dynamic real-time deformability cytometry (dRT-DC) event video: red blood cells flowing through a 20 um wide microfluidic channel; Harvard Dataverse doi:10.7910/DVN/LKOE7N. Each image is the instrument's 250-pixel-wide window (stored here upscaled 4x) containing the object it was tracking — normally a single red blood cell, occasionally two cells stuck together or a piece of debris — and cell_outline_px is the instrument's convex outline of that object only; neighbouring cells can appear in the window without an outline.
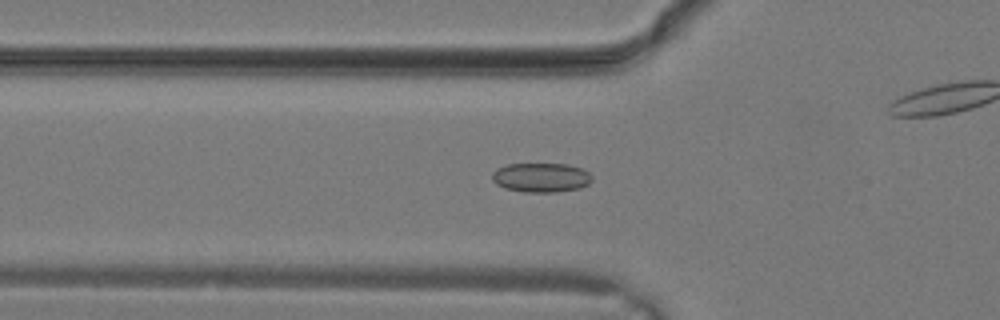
{"species": "common noctule bat (a hibernating species)", "species_latin": "Nyctalus noctula", "temperature_condition": "warm", "stored_images_in_passage": 27, "camera_frame_rate_fps": 3000, "um_per_image_px": 0.085, "animal": {"sex": "male", "body_mass_g": 19.2, "forearm_length_mm": 51.8}, "frame": {"image": 1, "passage_image": 7, "time_ms": 2.0, "image_size_px": [1000, 320], "cell_outline_px": [[592, 180], [588, 184], [580, 188], [556, 192], [524, 192], [504, 188], [496, 184], [492, 180], [492, 172], [496, 168], [508, 164], [568, 164], [580, 168], [588, 172], [592, 176]], "centroid_in_image_um": [45.97, 15.09], "position_along_channel_um": 79.8, "area_um2": 17.17}}
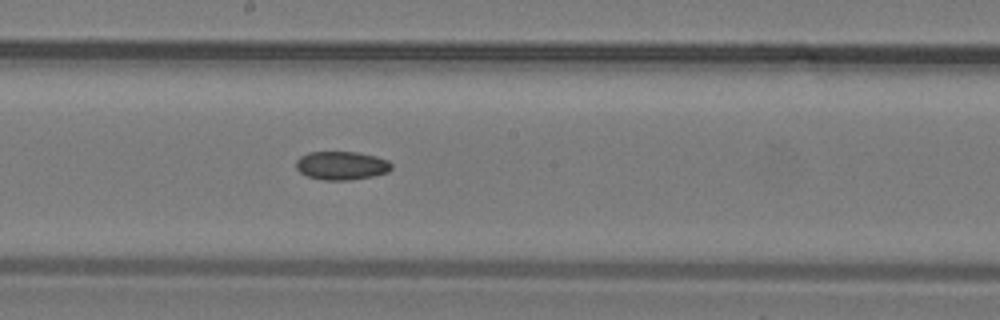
{"frame": {"image": 2, "passage_image": 13, "time_ms": 4.0, "image_size_px": [1000, 320], "cell_outline_px": [[392, 168], [388, 172], [372, 176], [348, 180], [324, 180], [308, 176], [300, 172], [296, 168], [296, 160], [300, 156], [308, 152], [356, 152], [376, 156], [388, 160], [392, 164]], "centroid_in_image_um": [29.03, 14.06], "position_along_channel_um": 219.2, "area_um2": 15.84}}
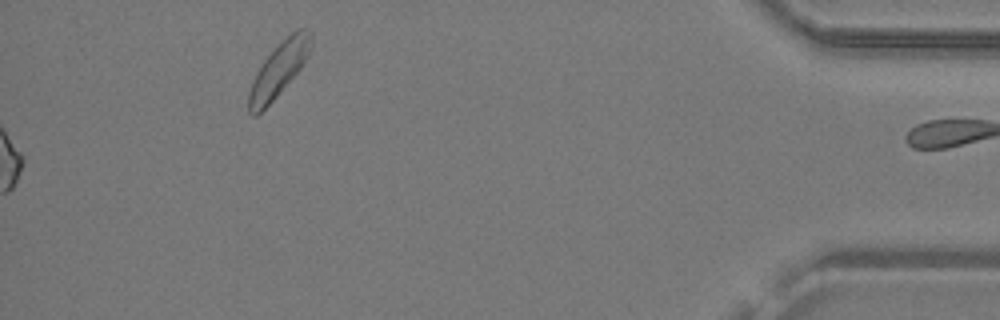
{"frame": {"image": 3, "passage_image": 27, "time_ms": 8.667, "image_size_px": [1000, 320], "cell_outline_px": [[312, 48], [308, 56], [300, 68], [276, 96], [256, 116], [252, 116], [248, 112], [248, 92], [252, 80], [256, 72], [264, 60], [296, 28], [304, 28], [312, 32]], "centroid_in_image_um": [23.7, 5.9], "position_along_channel_um": 411.5, "area_um2": 19.25}}